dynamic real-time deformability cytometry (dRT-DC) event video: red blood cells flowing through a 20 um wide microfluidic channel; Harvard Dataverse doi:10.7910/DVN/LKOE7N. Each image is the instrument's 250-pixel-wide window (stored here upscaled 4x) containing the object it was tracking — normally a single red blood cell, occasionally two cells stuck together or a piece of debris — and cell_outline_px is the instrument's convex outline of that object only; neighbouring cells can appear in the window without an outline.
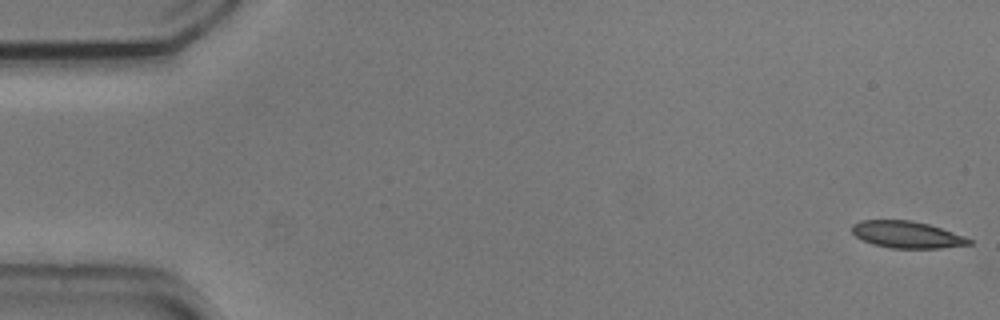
{"species": "common noctule bat (a hibernating species)", "species_latin": "Nyctalus noctula", "temperature_condition": "cold", "stored_images_in_passage": 54, "camera_frame_rate_fps": 3000, "um_per_image_px": 0.085, "animal": {"sex": "male", "body_mass_g": 20.5, "forearm_length_mm": 52.5}, "frame": {"image": 1, "passage_image": 1, "time_ms": 0.0, "image_size_px": [1000, 320], "cell_outline_px": [[972, 244], [940, 248], [892, 248], [872, 244], [856, 236], [852, 232], [852, 224], [860, 220], [912, 220], [928, 224], [964, 236], [972, 240]], "centroid_in_image_um": [77.07, 19.94], "position_along_channel_um": 7.9, "area_um2": 18.21}}
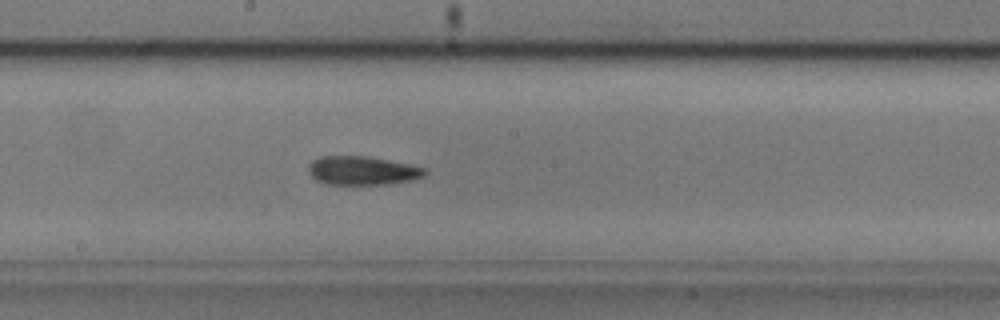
{"frame": {"image": 2, "passage_image": 29, "time_ms": 9.333, "image_size_px": [1000, 320], "cell_outline_px": [[428, 172], [424, 176], [416, 180], [388, 184], [328, 184], [316, 180], [308, 172], [308, 164], [312, 160], [320, 156], [368, 156], [412, 164], [428, 168]], "centroid_in_image_um": [30.86, 14.49], "position_along_channel_um": 217.3, "area_um2": 19.88}}
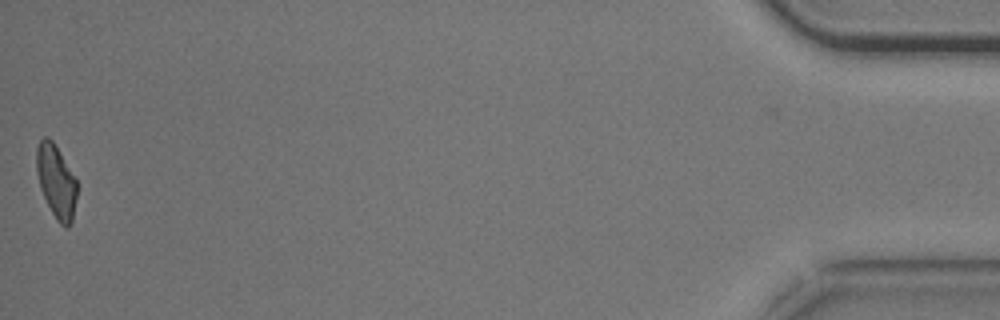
{"frame": {"image": 3, "passage_image": 54, "time_ms": 17.667, "image_size_px": [1000, 320], "cell_outline_px": [[76, 196], [72, 220], [68, 228], [64, 228], [56, 220], [40, 188], [36, 172], [36, 148], [40, 140], [44, 136], [48, 136], [52, 140], [76, 180]], "centroid_in_image_um": [4.75, 15.42], "position_along_channel_um": 430.5, "area_um2": 16.99}, "authors_computed_cell_mechanics": {"area_um2": 19.074, "velocity_mm_per_s": 3.7171, "shape_relaxation_time_tau1_ms": null, "shape_relaxation_time_tau2_ms": 6.0514, "deformation_change_tau1": null, "deformation_change_tau2": 0.1291}}